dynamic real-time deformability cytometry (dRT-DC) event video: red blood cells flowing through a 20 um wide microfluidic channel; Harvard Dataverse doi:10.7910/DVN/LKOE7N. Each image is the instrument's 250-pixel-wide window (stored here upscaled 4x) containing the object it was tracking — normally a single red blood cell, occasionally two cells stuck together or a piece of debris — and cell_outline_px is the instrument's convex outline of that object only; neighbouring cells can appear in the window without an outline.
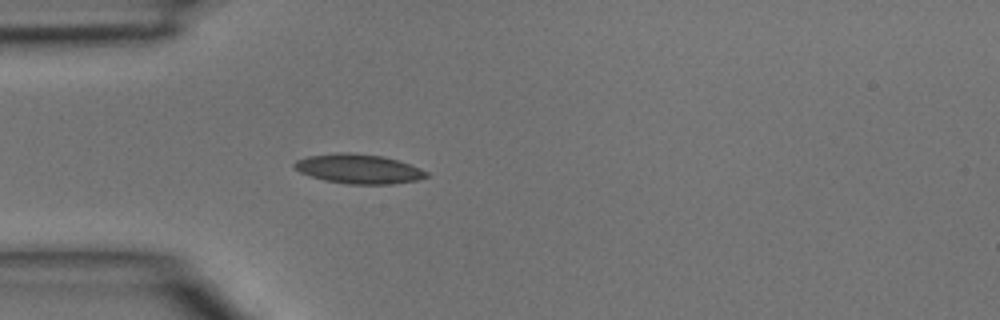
{"species": "common noctule bat (a hibernating species)", "species_latin": "Nyctalus noctula", "temperature_condition": "room temperature", "stored_images_in_passage": 3, "camera_frame_rate_fps": 3000, "um_per_image_px": 0.085, "animal": {"sex": "male", "body_mass_g": 15.6}, "frame": {"image": 1, "passage_image": 3, "time_ms": 0.667, "image_size_px": [1000, 320], "cell_outline_px": [[432, 176], [416, 180], [392, 184], [348, 184], [324, 180], [300, 172], [292, 168], [292, 164], [296, 160], [308, 156], [340, 152], [348, 152], [384, 156], [420, 168], [428, 172]], "centroid_in_image_um": [30.48, 14.35], "position_along_channel_um": 54.5, "area_um2": 22.72}}